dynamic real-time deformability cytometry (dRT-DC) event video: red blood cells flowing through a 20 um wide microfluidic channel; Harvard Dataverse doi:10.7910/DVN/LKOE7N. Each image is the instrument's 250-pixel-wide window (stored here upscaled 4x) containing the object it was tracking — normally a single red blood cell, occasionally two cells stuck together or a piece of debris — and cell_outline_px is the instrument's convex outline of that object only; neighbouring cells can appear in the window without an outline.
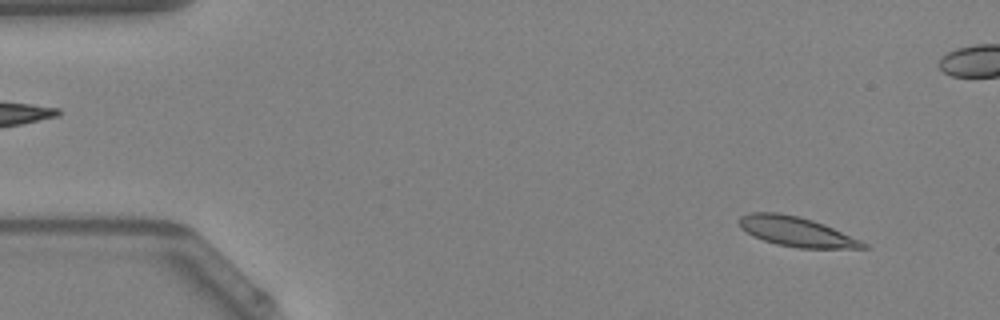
{"species": "Egyptian fruit bat (a non-hibernating species)", "species_latin": "Rousettus aegyptiacus", "temperature_condition": "warm", "stored_images_in_passage": 46, "camera_frame_rate_fps": 3000, "um_per_image_px": 0.085, "animal": {"sex": "female"}, "frame": {"image": 1, "passage_image": 1, "time_ms": 0.0, "image_size_px": [1000, 320], "cell_outline_px": [[868, 248], [800, 248], [776, 244], [752, 236], [740, 228], [740, 216], [752, 212], [776, 212], [800, 216], [824, 224], [860, 240], [868, 244]], "centroid_in_image_um": [67.67, 19.68], "position_along_channel_um": 17.3, "area_um2": 21.33}}
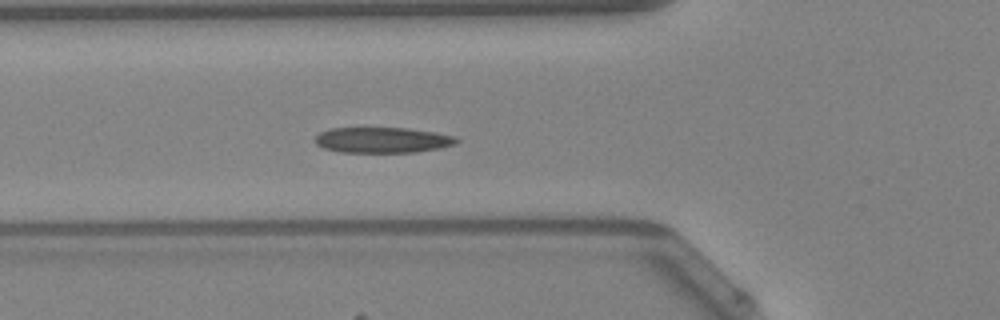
{"frame": {"image": 2, "passage_image": 14, "time_ms": 4.333, "image_size_px": [1000, 320], "cell_outline_px": [[460, 140], [456, 144], [440, 148], [416, 152], [340, 152], [324, 148], [316, 144], [312, 140], [320, 132], [328, 128], [408, 128], [456, 136]], "centroid_in_image_um": [32.49, 11.9], "position_along_channel_um": 93.3, "area_um2": 21.21}, "authors_computed_cell_mechanics": {"area_um2": 21.2704, "velocity_mm_per_s": 4.1752, "shape_relaxation_time_tau1_ms": 3.9698, "shape_relaxation_time_tau2_ms": 2.5882, "deformation_change_tau1": 0.1261, "deformation_change_tau2": 0.0764}}